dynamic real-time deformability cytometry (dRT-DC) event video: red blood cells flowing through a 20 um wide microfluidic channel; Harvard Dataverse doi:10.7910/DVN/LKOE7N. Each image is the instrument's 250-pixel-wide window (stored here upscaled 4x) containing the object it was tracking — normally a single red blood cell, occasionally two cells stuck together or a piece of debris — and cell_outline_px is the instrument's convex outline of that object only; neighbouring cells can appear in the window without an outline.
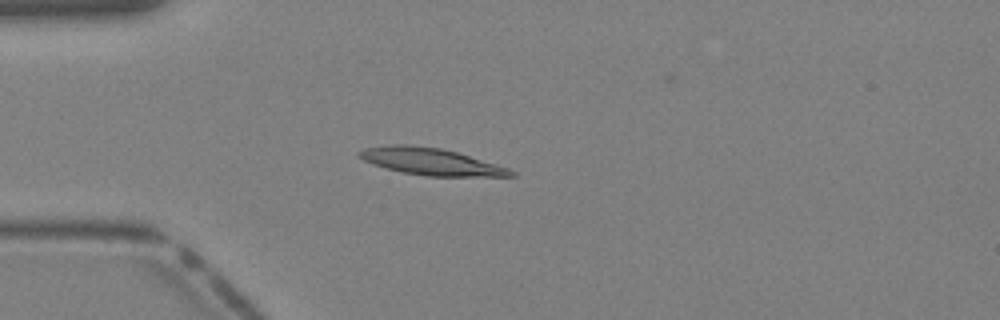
{"species": "Egyptian fruit bat (a non-hibernating species)", "species_latin": "Rousettus aegyptiacus", "temperature_condition": "warm", "stored_images_in_passage": 30, "camera_frame_rate_fps": 3000, "um_per_image_px": 0.085, "animal": {"sex": "female"}, "frame": {"image": 1, "passage_image": 1, "time_ms": 0.0, "image_size_px": [1000, 320], "cell_outline_px": [[516, 176], [428, 176], [400, 172], [372, 164], [364, 160], [356, 152], [364, 148], [388, 144], [404, 144], [440, 148], [456, 152], [496, 164], [508, 168], [516, 172]], "centroid_in_image_um": [36.59, 13.73], "position_along_channel_um": 48.4, "area_um2": 23.64}}
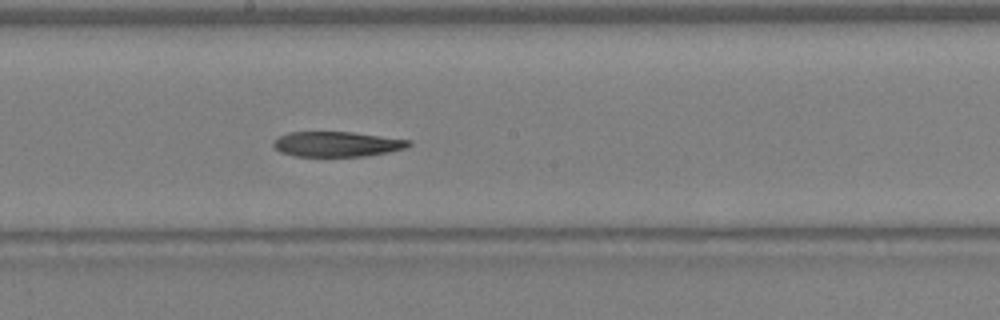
{"frame": {"image": 2, "passage_image": 12, "time_ms": 3.667, "image_size_px": [1000, 320], "cell_outline_px": [[412, 144], [404, 148], [388, 152], [364, 156], [296, 156], [280, 152], [272, 144], [272, 140], [276, 136], [288, 132], [352, 132], [412, 140]], "centroid_in_image_um": [28.6, 12.24], "position_along_channel_um": 219.6, "area_um2": 19.88}}
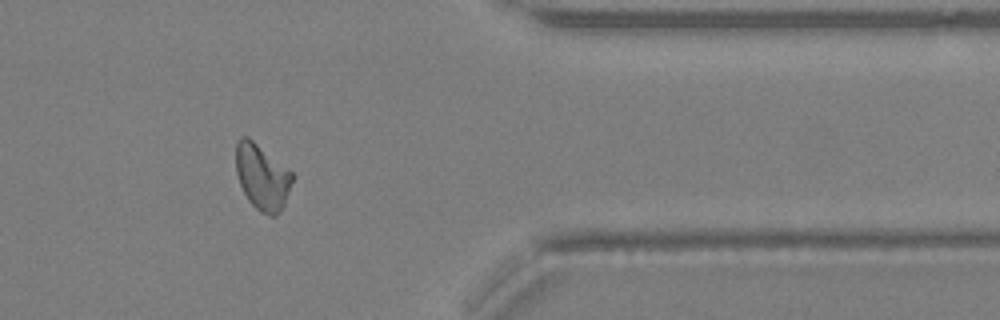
{"frame": {"image": 3, "passage_image": 23, "time_ms": 7.333, "image_size_px": [1000, 320], "cell_outline_px": [[296, 176], [284, 204], [276, 216], [268, 216], [260, 212], [248, 200], [240, 184], [236, 172], [236, 140], [240, 136], [248, 136], [292, 172]], "centroid_in_image_um": [22.29, 15.04], "position_along_channel_um": 389.1, "area_um2": 21.73}}